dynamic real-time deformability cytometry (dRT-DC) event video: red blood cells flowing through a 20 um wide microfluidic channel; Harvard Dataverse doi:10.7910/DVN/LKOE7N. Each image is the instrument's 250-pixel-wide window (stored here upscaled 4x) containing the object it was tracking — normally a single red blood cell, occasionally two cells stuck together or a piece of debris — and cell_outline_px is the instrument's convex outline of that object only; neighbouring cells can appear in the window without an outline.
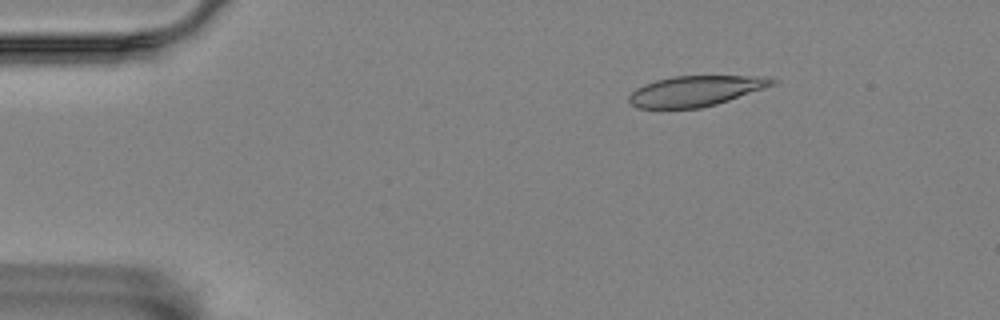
{"species": "Egyptian fruit bat (a non-hibernating species)", "species_latin": "Rousettus aegyptiacus", "temperature_condition": "room temperature", "stored_images_in_passage": 5, "camera_frame_rate_fps": 3000, "um_per_image_px": 0.085, "animal": {"sex": "female"}, "frame": {"image": 1, "passage_image": 3, "time_ms": 0.667, "image_size_px": [1000, 320], "cell_outline_px": [[776, 84], [716, 104], [700, 108], [636, 108], [628, 100], [628, 96], [636, 88], [644, 84], [656, 80], [672, 76], [756, 76], [776, 80]], "centroid_in_image_um": [59.07, 7.73], "position_along_channel_um": 25.9, "area_um2": 25.14}}